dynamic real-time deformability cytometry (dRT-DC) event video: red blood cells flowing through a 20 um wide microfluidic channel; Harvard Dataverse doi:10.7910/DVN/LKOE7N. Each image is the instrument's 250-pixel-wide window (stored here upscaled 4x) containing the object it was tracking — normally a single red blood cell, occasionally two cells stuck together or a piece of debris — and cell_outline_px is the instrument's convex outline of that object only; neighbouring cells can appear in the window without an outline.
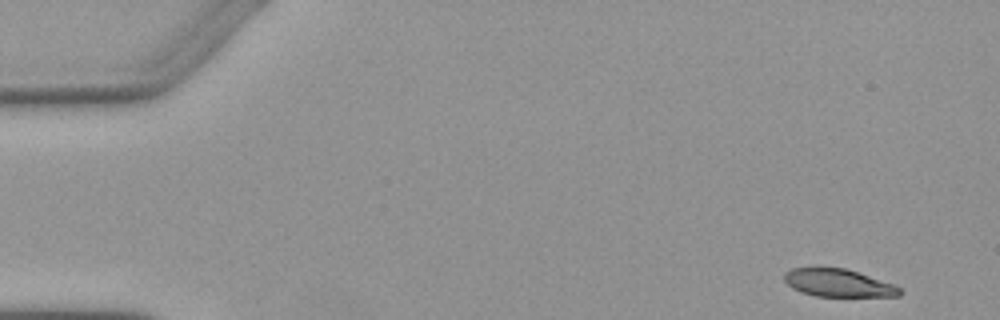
{"species": "Egyptian fruit bat (a non-hibernating species)", "species_latin": "Rousettus aegyptiacus", "temperature_condition": "warm", "stored_images_in_passage": 3, "camera_frame_rate_fps": 3000, "um_per_image_px": 0.085, "animal": {"sex": "female"}, "frame": {"image": 1, "passage_image": 1, "time_ms": 0.0, "image_size_px": [1000, 320], "cell_outline_px": [[900, 296], [816, 296], [800, 292], [792, 288], [784, 280], [784, 272], [792, 268], [844, 268], [892, 284], [900, 288]], "centroid_in_image_um": [71.19, 24.06], "position_along_channel_um": 13.8, "area_um2": 18.26}}
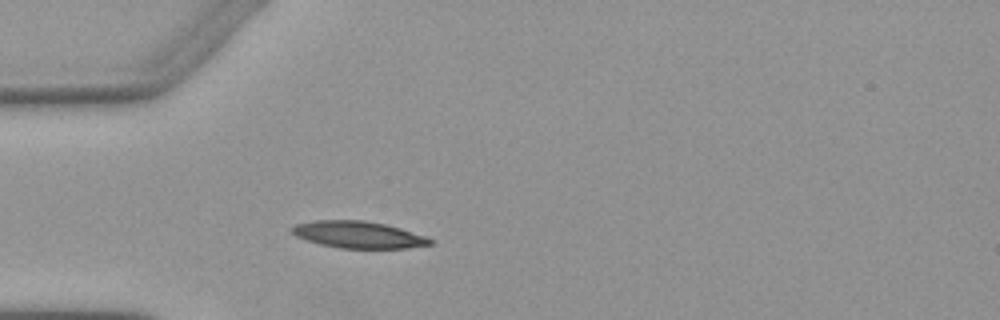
{"frame": {"image": 2, "passage_image": 3, "time_ms": 4.0, "image_size_px": [1000, 320], "cell_outline_px": [[432, 244], [408, 248], [340, 248], [320, 244], [296, 236], [292, 232], [292, 228], [296, 224], [316, 220], [364, 220], [384, 224], [400, 228], [424, 236], [432, 240]], "centroid_in_image_um": [30.46, 19.95], "position_along_channel_um": 54.5, "area_um2": 21.33}}